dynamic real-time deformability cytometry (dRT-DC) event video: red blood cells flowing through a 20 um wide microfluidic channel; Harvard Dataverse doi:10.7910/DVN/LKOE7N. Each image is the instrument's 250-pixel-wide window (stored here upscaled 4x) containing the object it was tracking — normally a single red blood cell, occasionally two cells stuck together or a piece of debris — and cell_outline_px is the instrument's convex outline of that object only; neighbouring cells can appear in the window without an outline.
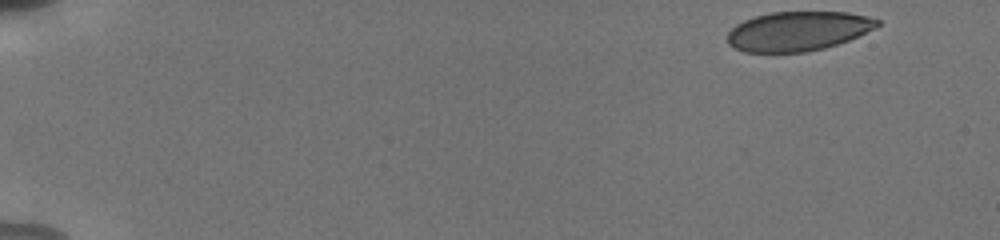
{"species": "human", "species_latin": "Homo sapiens", "temperature_condition": "cold", "stored_images_in_passage": 51, "camera_frame_rate_fps": 3000, "um_per_image_px": 0.085, "donor": {"sex": "male"}, "frame": {"image": 1, "passage_image": 1, "time_ms": 0.0, "image_size_px": [1000, 240], "cell_outline_px": [[880, 24], [876, 28], [848, 40], [824, 48], [804, 52], [744, 52], [728, 44], [728, 32], [736, 24], [744, 20], [768, 12], [848, 12], [868, 16], [880, 20]], "centroid_in_image_um": [67.84, 2.64], "position_along_channel_um": 17.2, "area_um2": 34.39}}
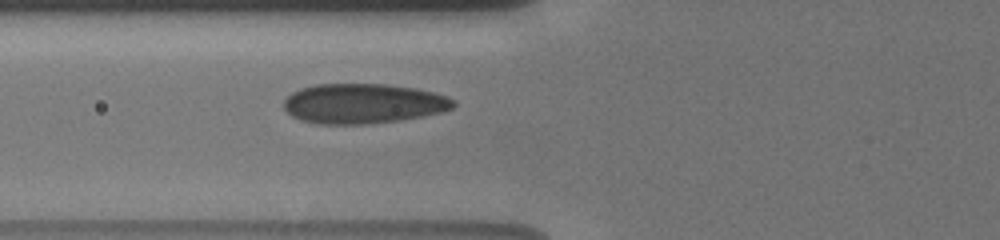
{"frame": {"image": 2, "passage_image": 19, "time_ms": 6.0, "image_size_px": [1000, 240], "cell_outline_px": [[456, 104], [452, 108], [440, 112], [424, 116], [400, 120], [364, 124], [316, 124], [292, 116], [284, 108], [284, 100], [292, 92], [300, 88], [316, 84], [384, 84], [416, 88], [448, 96], [456, 100]], "centroid_in_image_um": [30.89, 8.8], "position_along_channel_um": 94.9, "area_um2": 39.48}}
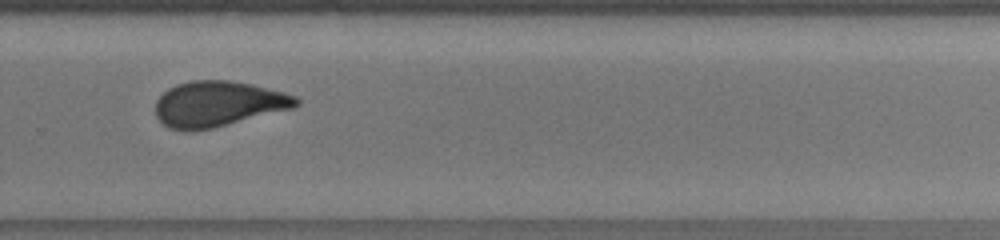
{"frame": {"image": 3, "passage_image": 36, "time_ms": 11.667, "image_size_px": [1000, 240], "cell_outline_px": [[300, 104], [292, 108], [212, 128], [192, 132], [184, 132], [168, 128], [156, 116], [156, 100], [168, 88], [176, 84], [192, 80], [228, 80], [252, 84], [284, 92], [296, 96], [300, 100]], "centroid_in_image_um": [18.51, 8.83], "position_along_channel_um": 311.3, "area_um2": 37.4}, "authors_computed_cell_mechanics": {"area_um2": 37.3966, "velocity_mm_per_s": 3.821, "shape_relaxation_time_tau1_ms": 5.9637, "shape_relaxation_time_tau2_ms": 0.771, "deformation_change_tau1": 0.1608, "deformation_change_tau2": 0.072}}